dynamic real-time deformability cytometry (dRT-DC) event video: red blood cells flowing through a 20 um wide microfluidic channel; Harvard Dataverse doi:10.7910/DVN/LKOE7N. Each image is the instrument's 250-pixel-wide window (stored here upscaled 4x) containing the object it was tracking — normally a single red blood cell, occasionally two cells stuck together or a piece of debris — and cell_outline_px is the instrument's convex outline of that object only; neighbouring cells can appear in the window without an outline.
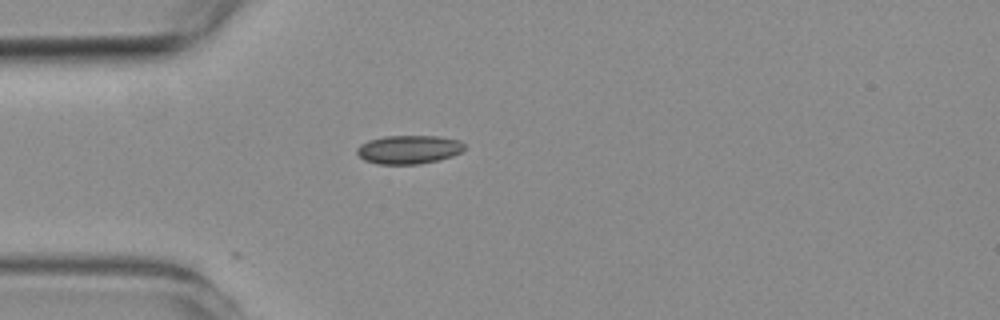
{"species": "common noctule bat (a hibernating species)", "species_latin": "Nyctalus noctula", "temperature_condition": "room temperature", "stored_images_in_passage": 2, "camera_frame_rate_fps": 3000, "um_per_image_px": 0.085, "animal": {"sex": "female", "body_mass_g": 19.3, "forearm_length_mm": 54.1}, "frame": {"image": 1, "passage_image": 1, "time_ms": 0.0, "image_size_px": [1000, 320], "cell_outline_px": [[464, 148], [460, 152], [452, 156], [420, 164], [376, 164], [364, 160], [356, 152], [356, 148], [360, 144], [368, 140], [384, 136], [440, 136], [460, 140], [464, 144]], "centroid_in_image_um": [34.72, 12.7], "position_along_channel_um": 50.3, "area_um2": 17.98}}